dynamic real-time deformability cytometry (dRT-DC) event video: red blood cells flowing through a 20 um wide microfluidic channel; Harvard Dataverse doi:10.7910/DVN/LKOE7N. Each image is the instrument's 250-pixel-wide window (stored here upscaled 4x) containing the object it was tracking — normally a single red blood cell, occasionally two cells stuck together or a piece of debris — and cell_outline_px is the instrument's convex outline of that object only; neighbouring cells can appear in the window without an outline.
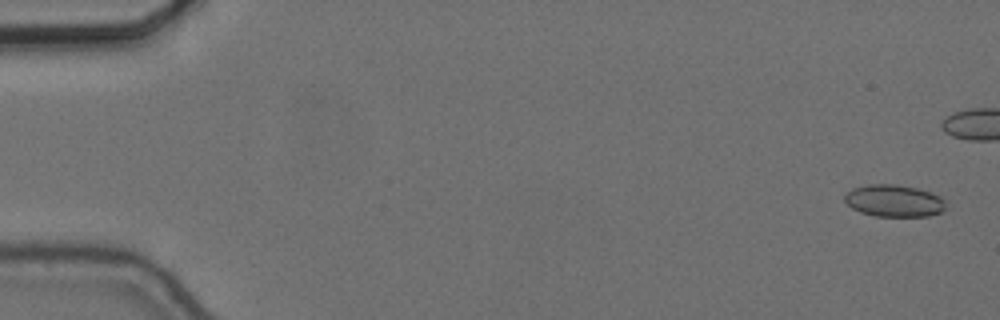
{"species": "common noctule bat (a hibernating species)", "species_latin": "Nyctalus noctula", "temperature_condition": "cold", "stored_images_in_passage": 45, "camera_frame_rate_fps": 3000, "um_per_image_px": 0.085, "animal": {"sex": "female", "body_mass_g": 24.6, "forearm_length_mm": 56.2}, "frame": {"image": 1, "passage_image": 2, "time_ms": 0.333, "image_size_px": [1000, 320], "cell_outline_px": [[944, 208], [940, 212], [928, 216], [876, 216], [860, 212], [852, 208], [844, 200], [844, 196], [852, 188], [868, 184], [896, 184], [916, 188], [932, 192], [940, 196], [944, 200]], "centroid_in_image_um": [75.98, 17.06], "position_along_channel_um": 9.0, "area_um2": 18.84}}
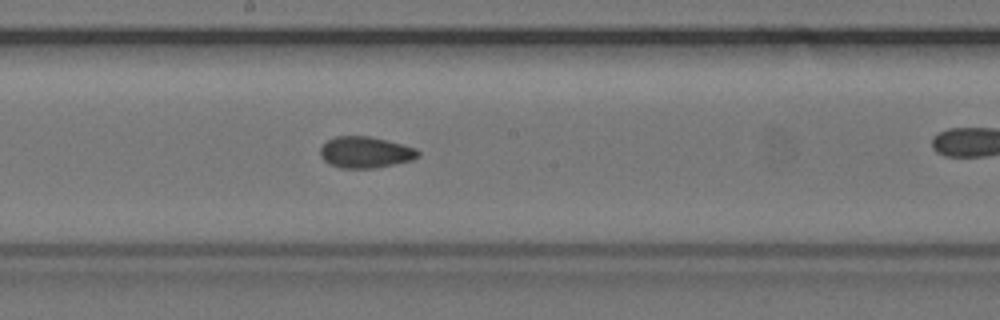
{"frame": {"image": 2, "passage_image": 31, "time_ms": 10.0, "image_size_px": [1000, 320], "cell_outline_px": [[420, 156], [412, 160], [376, 168], [340, 168], [328, 164], [320, 156], [320, 148], [328, 140], [336, 136], [368, 136], [388, 140], [416, 148], [420, 152]], "centroid_in_image_um": [31.06, 12.95], "position_along_channel_um": 217.1, "area_um2": 17.98}}
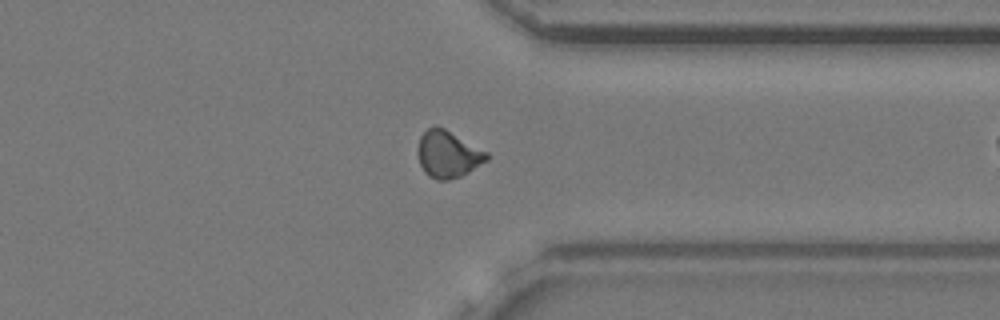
{"frame": {"image": 3, "passage_image": 44, "time_ms": 14.333, "image_size_px": [1000, 320], "cell_outline_px": [[488, 160], [468, 172], [460, 176], [448, 180], [436, 180], [428, 176], [424, 172], [420, 164], [416, 152], [420, 136], [428, 128], [436, 124], [444, 128], [488, 152]], "centroid_in_image_um": [38.04, 13.1], "position_along_channel_um": 373.4, "area_um2": 18.96}}